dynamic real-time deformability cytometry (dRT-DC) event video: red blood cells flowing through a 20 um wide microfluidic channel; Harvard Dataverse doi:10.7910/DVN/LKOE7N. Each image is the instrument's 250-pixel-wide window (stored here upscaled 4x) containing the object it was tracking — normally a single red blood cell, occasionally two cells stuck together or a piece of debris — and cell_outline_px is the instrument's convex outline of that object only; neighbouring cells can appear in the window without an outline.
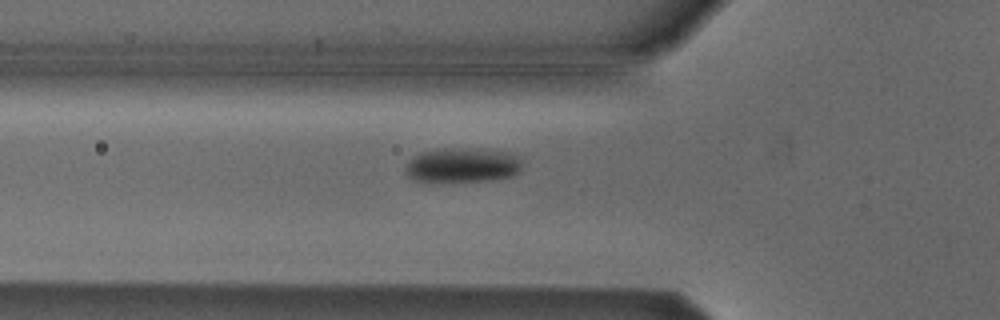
{"species": "Egyptian fruit bat (a non-hibernating species)", "species_latin": "Rousettus aegyptiacus", "temperature_condition": "cold", "stored_images_in_passage": 37, "camera_frame_rate_fps": 3000, "um_per_image_px": 0.085, "animal": {"sex": "male"}, "frame": {"image": 1, "passage_image": 2, "time_ms": 0.333, "image_size_px": [1000, 320], "cell_outline_px": [[520, 168], [512, 176], [488, 180], [416, 180], [408, 176], [404, 172], [404, 168], [408, 160], [412, 156], [420, 152], [436, 148], [460, 148], [504, 152], [516, 156], [520, 160]], "centroid_in_image_um": [39.21, 14.01], "position_along_channel_um": 86.6, "area_um2": 22.95}}
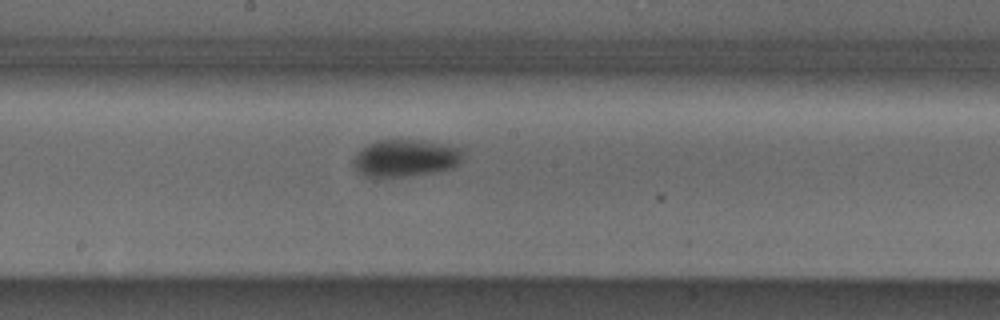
{"frame": {"image": 2, "passage_image": 12, "time_ms": 3.667, "image_size_px": [1000, 320], "cell_outline_px": [[464, 160], [452, 168], [432, 172], [408, 176], [364, 176], [352, 164], [352, 160], [360, 148], [376, 140], [424, 140], [464, 144]], "centroid_in_image_um": [34.6, 13.39], "position_along_channel_um": 213.6, "area_um2": 24.51}}
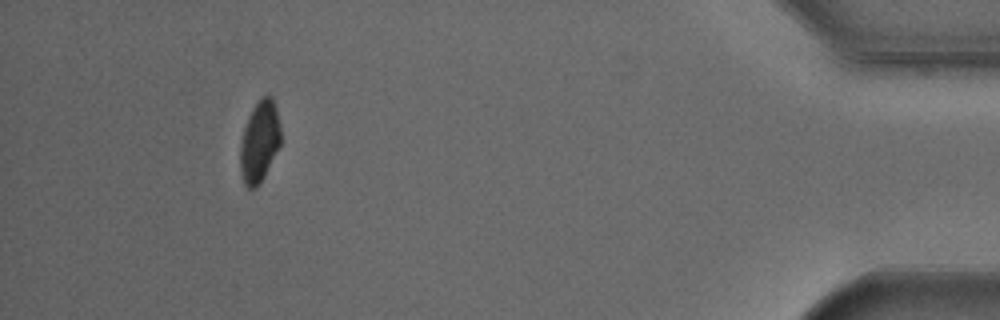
{"frame": {"image": 3, "passage_image": 33, "time_ms": 10.667, "image_size_px": [1000, 320], "cell_outline_px": [[280, 144], [264, 176], [252, 188], [248, 188], [244, 184], [240, 172], [240, 144], [244, 128], [248, 116], [252, 108], [260, 96], [272, 96], [276, 108], [280, 124]], "centroid_in_image_um": [22.04, 11.98], "position_along_channel_um": 413.2, "area_um2": 19.02}}